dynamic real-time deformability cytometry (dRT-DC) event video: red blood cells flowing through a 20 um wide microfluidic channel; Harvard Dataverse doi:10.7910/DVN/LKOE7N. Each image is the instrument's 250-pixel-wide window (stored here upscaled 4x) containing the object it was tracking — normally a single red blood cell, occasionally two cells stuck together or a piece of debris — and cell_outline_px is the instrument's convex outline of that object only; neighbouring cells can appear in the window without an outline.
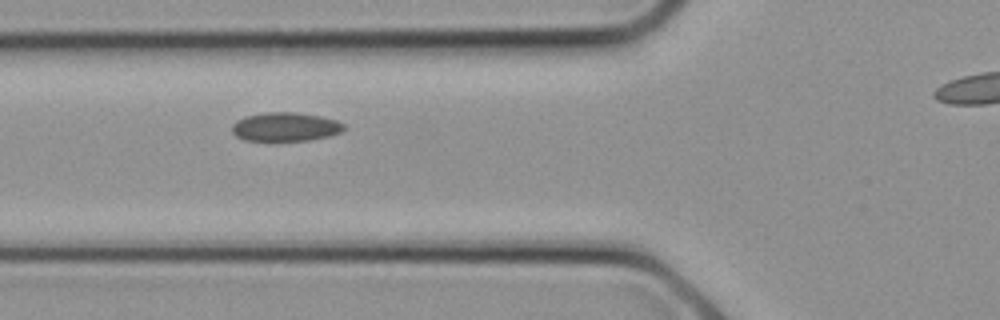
{"species": "common noctule bat (a hibernating species)", "species_latin": "Nyctalus noctula", "temperature_condition": "cold", "stored_images_in_passage": 9, "camera_frame_rate_fps": 3000, "um_per_image_px": 0.085, "animal": {"sex": "female", "body_mass_g": 21.9}, "frame": {"image": 1, "passage_image": 6, "time_ms": 1.667, "image_size_px": [1000, 320], "cell_outline_px": [[344, 128], [340, 132], [328, 136], [308, 140], [244, 140], [236, 136], [232, 132], [232, 124], [236, 120], [244, 116], [268, 112], [292, 112], [320, 116], [336, 120], [344, 124]], "centroid_in_image_um": [24.22, 10.77], "position_along_channel_um": 101.6, "area_um2": 18.61}}
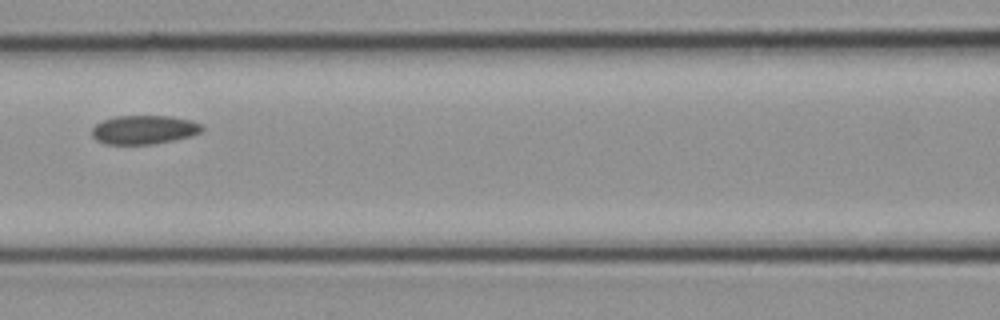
{"frame": {"image": 2, "passage_image": 8, "time_ms": 2.333, "image_size_px": [1000, 320], "cell_outline_px": [[204, 128], [200, 132], [192, 136], [152, 144], [104, 144], [96, 140], [92, 136], [92, 128], [96, 124], [104, 120], [116, 116], [172, 116], [192, 120], [204, 124]], "centroid_in_image_um": [12.27, 11.02], "position_along_channel_um": 154.3, "area_um2": 18.61}}